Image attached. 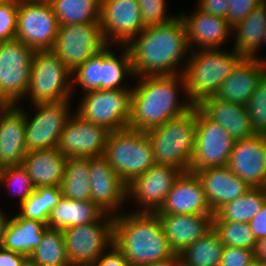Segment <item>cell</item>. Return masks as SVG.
<instances>
[{
	"mask_svg": "<svg viewBox=\"0 0 266 266\" xmlns=\"http://www.w3.org/2000/svg\"><path fill=\"white\" fill-rule=\"evenodd\" d=\"M70 264L92 265L112 244L114 216L103 213L96 221L63 230Z\"/></svg>",
	"mask_w": 266,
	"mask_h": 266,
	"instance_id": "30bf717a",
	"label": "cell"
},
{
	"mask_svg": "<svg viewBox=\"0 0 266 266\" xmlns=\"http://www.w3.org/2000/svg\"><path fill=\"white\" fill-rule=\"evenodd\" d=\"M178 263H179V258H178V255H176L175 257L171 259H165L162 261L149 263L143 266H176Z\"/></svg>",
	"mask_w": 266,
	"mask_h": 266,
	"instance_id": "f5cc1de1",
	"label": "cell"
},
{
	"mask_svg": "<svg viewBox=\"0 0 266 266\" xmlns=\"http://www.w3.org/2000/svg\"><path fill=\"white\" fill-rule=\"evenodd\" d=\"M34 55L19 39L0 42V105H17L23 100Z\"/></svg>",
	"mask_w": 266,
	"mask_h": 266,
	"instance_id": "ba28073f",
	"label": "cell"
},
{
	"mask_svg": "<svg viewBox=\"0 0 266 266\" xmlns=\"http://www.w3.org/2000/svg\"><path fill=\"white\" fill-rule=\"evenodd\" d=\"M254 261V250L224 246L220 266H247Z\"/></svg>",
	"mask_w": 266,
	"mask_h": 266,
	"instance_id": "ee69618b",
	"label": "cell"
},
{
	"mask_svg": "<svg viewBox=\"0 0 266 266\" xmlns=\"http://www.w3.org/2000/svg\"><path fill=\"white\" fill-rule=\"evenodd\" d=\"M62 191L60 186L35 188L29 198L19 204V217L48 224L51 211L58 205Z\"/></svg>",
	"mask_w": 266,
	"mask_h": 266,
	"instance_id": "8d00e7d4",
	"label": "cell"
},
{
	"mask_svg": "<svg viewBox=\"0 0 266 266\" xmlns=\"http://www.w3.org/2000/svg\"><path fill=\"white\" fill-rule=\"evenodd\" d=\"M109 132L105 127L87 121L75 112L60 134L57 149L66 158L100 157L104 154Z\"/></svg>",
	"mask_w": 266,
	"mask_h": 266,
	"instance_id": "e0dca14e",
	"label": "cell"
},
{
	"mask_svg": "<svg viewBox=\"0 0 266 266\" xmlns=\"http://www.w3.org/2000/svg\"><path fill=\"white\" fill-rule=\"evenodd\" d=\"M251 124L257 134H266V74L246 104Z\"/></svg>",
	"mask_w": 266,
	"mask_h": 266,
	"instance_id": "60d3db41",
	"label": "cell"
},
{
	"mask_svg": "<svg viewBox=\"0 0 266 266\" xmlns=\"http://www.w3.org/2000/svg\"><path fill=\"white\" fill-rule=\"evenodd\" d=\"M137 85L132 88L131 115L128 127L146 132L159 127L169 119L176 118L194 105L188 101L180 102L178 93L184 92L183 74L169 76H139ZM179 86V87H178Z\"/></svg>",
	"mask_w": 266,
	"mask_h": 266,
	"instance_id": "7a4b0ae2",
	"label": "cell"
},
{
	"mask_svg": "<svg viewBox=\"0 0 266 266\" xmlns=\"http://www.w3.org/2000/svg\"><path fill=\"white\" fill-rule=\"evenodd\" d=\"M59 23L49 1L18 0L16 39L34 51L51 50Z\"/></svg>",
	"mask_w": 266,
	"mask_h": 266,
	"instance_id": "7c38bea8",
	"label": "cell"
},
{
	"mask_svg": "<svg viewBox=\"0 0 266 266\" xmlns=\"http://www.w3.org/2000/svg\"><path fill=\"white\" fill-rule=\"evenodd\" d=\"M126 47L134 77L183 74L190 55L186 28L178 14L167 23L146 26Z\"/></svg>",
	"mask_w": 266,
	"mask_h": 266,
	"instance_id": "6da1fadb",
	"label": "cell"
},
{
	"mask_svg": "<svg viewBox=\"0 0 266 266\" xmlns=\"http://www.w3.org/2000/svg\"><path fill=\"white\" fill-rule=\"evenodd\" d=\"M66 159L57 148L29 151L22 165L27 170L35 188L60 186Z\"/></svg>",
	"mask_w": 266,
	"mask_h": 266,
	"instance_id": "4316f807",
	"label": "cell"
},
{
	"mask_svg": "<svg viewBox=\"0 0 266 266\" xmlns=\"http://www.w3.org/2000/svg\"><path fill=\"white\" fill-rule=\"evenodd\" d=\"M224 245L213 228L180 254L182 266H220Z\"/></svg>",
	"mask_w": 266,
	"mask_h": 266,
	"instance_id": "1f68e13d",
	"label": "cell"
},
{
	"mask_svg": "<svg viewBox=\"0 0 266 266\" xmlns=\"http://www.w3.org/2000/svg\"><path fill=\"white\" fill-rule=\"evenodd\" d=\"M72 78V72L52 50L35 51L25 96L30 97L31 105L70 100Z\"/></svg>",
	"mask_w": 266,
	"mask_h": 266,
	"instance_id": "52a82bcc",
	"label": "cell"
},
{
	"mask_svg": "<svg viewBox=\"0 0 266 266\" xmlns=\"http://www.w3.org/2000/svg\"><path fill=\"white\" fill-rule=\"evenodd\" d=\"M157 214L214 215L203 185L194 172H182Z\"/></svg>",
	"mask_w": 266,
	"mask_h": 266,
	"instance_id": "ffe728a7",
	"label": "cell"
},
{
	"mask_svg": "<svg viewBox=\"0 0 266 266\" xmlns=\"http://www.w3.org/2000/svg\"><path fill=\"white\" fill-rule=\"evenodd\" d=\"M59 25L100 22L101 0H50Z\"/></svg>",
	"mask_w": 266,
	"mask_h": 266,
	"instance_id": "836d02e7",
	"label": "cell"
},
{
	"mask_svg": "<svg viewBox=\"0 0 266 266\" xmlns=\"http://www.w3.org/2000/svg\"><path fill=\"white\" fill-rule=\"evenodd\" d=\"M114 216L113 243L132 266L176 256L157 213L131 212Z\"/></svg>",
	"mask_w": 266,
	"mask_h": 266,
	"instance_id": "3957f363",
	"label": "cell"
},
{
	"mask_svg": "<svg viewBox=\"0 0 266 266\" xmlns=\"http://www.w3.org/2000/svg\"><path fill=\"white\" fill-rule=\"evenodd\" d=\"M243 57L234 49H204L190 52L183 76L185 91L194 106L215 96L221 83Z\"/></svg>",
	"mask_w": 266,
	"mask_h": 266,
	"instance_id": "277c9868",
	"label": "cell"
},
{
	"mask_svg": "<svg viewBox=\"0 0 266 266\" xmlns=\"http://www.w3.org/2000/svg\"><path fill=\"white\" fill-rule=\"evenodd\" d=\"M235 140L219 123L209 119L196 106L195 146L190 172L227 166Z\"/></svg>",
	"mask_w": 266,
	"mask_h": 266,
	"instance_id": "5bb4252c",
	"label": "cell"
},
{
	"mask_svg": "<svg viewBox=\"0 0 266 266\" xmlns=\"http://www.w3.org/2000/svg\"><path fill=\"white\" fill-rule=\"evenodd\" d=\"M256 240L266 237V200L258 213L249 221Z\"/></svg>",
	"mask_w": 266,
	"mask_h": 266,
	"instance_id": "c3c4849f",
	"label": "cell"
},
{
	"mask_svg": "<svg viewBox=\"0 0 266 266\" xmlns=\"http://www.w3.org/2000/svg\"><path fill=\"white\" fill-rule=\"evenodd\" d=\"M8 215L0 208V248H2L3 237L8 223Z\"/></svg>",
	"mask_w": 266,
	"mask_h": 266,
	"instance_id": "816d5d0a",
	"label": "cell"
},
{
	"mask_svg": "<svg viewBox=\"0 0 266 266\" xmlns=\"http://www.w3.org/2000/svg\"><path fill=\"white\" fill-rule=\"evenodd\" d=\"M69 105L70 100L33 104L37 111L32 116L16 105L25 114L27 152L57 148L60 134L74 113Z\"/></svg>",
	"mask_w": 266,
	"mask_h": 266,
	"instance_id": "4fadbf2b",
	"label": "cell"
},
{
	"mask_svg": "<svg viewBox=\"0 0 266 266\" xmlns=\"http://www.w3.org/2000/svg\"><path fill=\"white\" fill-rule=\"evenodd\" d=\"M158 217L176 255L212 229L213 215L158 214Z\"/></svg>",
	"mask_w": 266,
	"mask_h": 266,
	"instance_id": "d4e9b609",
	"label": "cell"
},
{
	"mask_svg": "<svg viewBox=\"0 0 266 266\" xmlns=\"http://www.w3.org/2000/svg\"><path fill=\"white\" fill-rule=\"evenodd\" d=\"M100 25L108 45L126 46L145 29L138 0H101Z\"/></svg>",
	"mask_w": 266,
	"mask_h": 266,
	"instance_id": "9a60e30c",
	"label": "cell"
},
{
	"mask_svg": "<svg viewBox=\"0 0 266 266\" xmlns=\"http://www.w3.org/2000/svg\"><path fill=\"white\" fill-rule=\"evenodd\" d=\"M263 45H266V27H265V30H264Z\"/></svg>",
	"mask_w": 266,
	"mask_h": 266,
	"instance_id": "11a10c76",
	"label": "cell"
},
{
	"mask_svg": "<svg viewBox=\"0 0 266 266\" xmlns=\"http://www.w3.org/2000/svg\"><path fill=\"white\" fill-rule=\"evenodd\" d=\"M182 172L175 166L154 164L135 177L127 185V199L131 197L139 205L133 212L156 213Z\"/></svg>",
	"mask_w": 266,
	"mask_h": 266,
	"instance_id": "2e32d148",
	"label": "cell"
},
{
	"mask_svg": "<svg viewBox=\"0 0 266 266\" xmlns=\"http://www.w3.org/2000/svg\"><path fill=\"white\" fill-rule=\"evenodd\" d=\"M228 0H198L197 7L206 14L227 19Z\"/></svg>",
	"mask_w": 266,
	"mask_h": 266,
	"instance_id": "7dc6e473",
	"label": "cell"
},
{
	"mask_svg": "<svg viewBox=\"0 0 266 266\" xmlns=\"http://www.w3.org/2000/svg\"><path fill=\"white\" fill-rule=\"evenodd\" d=\"M132 88L99 89L83 93L75 109L83 119L116 131L128 127Z\"/></svg>",
	"mask_w": 266,
	"mask_h": 266,
	"instance_id": "9c48e42d",
	"label": "cell"
},
{
	"mask_svg": "<svg viewBox=\"0 0 266 266\" xmlns=\"http://www.w3.org/2000/svg\"><path fill=\"white\" fill-rule=\"evenodd\" d=\"M101 67L102 52L88 59L72 73V91L74 92L77 85L81 86L84 93L92 90H99Z\"/></svg>",
	"mask_w": 266,
	"mask_h": 266,
	"instance_id": "ab89813d",
	"label": "cell"
},
{
	"mask_svg": "<svg viewBox=\"0 0 266 266\" xmlns=\"http://www.w3.org/2000/svg\"><path fill=\"white\" fill-rule=\"evenodd\" d=\"M265 74L266 60L243 57L221 83L214 97L246 105Z\"/></svg>",
	"mask_w": 266,
	"mask_h": 266,
	"instance_id": "603a6c76",
	"label": "cell"
},
{
	"mask_svg": "<svg viewBox=\"0 0 266 266\" xmlns=\"http://www.w3.org/2000/svg\"><path fill=\"white\" fill-rule=\"evenodd\" d=\"M266 200L264 188L251 187L244 195L223 205L215 215L221 221H249L261 210Z\"/></svg>",
	"mask_w": 266,
	"mask_h": 266,
	"instance_id": "e575fe53",
	"label": "cell"
},
{
	"mask_svg": "<svg viewBox=\"0 0 266 266\" xmlns=\"http://www.w3.org/2000/svg\"><path fill=\"white\" fill-rule=\"evenodd\" d=\"M106 43L100 22L59 25L51 49L73 73L88 59L102 52Z\"/></svg>",
	"mask_w": 266,
	"mask_h": 266,
	"instance_id": "8fae6325",
	"label": "cell"
},
{
	"mask_svg": "<svg viewBox=\"0 0 266 266\" xmlns=\"http://www.w3.org/2000/svg\"><path fill=\"white\" fill-rule=\"evenodd\" d=\"M103 213L92 201H77L62 196L52 209L47 226L64 230L96 221Z\"/></svg>",
	"mask_w": 266,
	"mask_h": 266,
	"instance_id": "f546056e",
	"label": "cell"
},
{
	"mask_svg": "<svg viewBox=\"0 0 266 266\" xmlns=\"http://www.w3.org/2000/svg\"><path fill=\"white\" fill-rule=\"evenodd\" d=\"M18 0L0 2V42L16 38Z\"/></svg>",
	"mask_w": 266,
	"mask_h": 266,
	"instance_id": "b9f144b4",
	"label": "cell"
},
{
	"mask_svg": "<svg viewBox=\"0 0 266 266\" xmlns=\"http://www.w3.org/2000/svg\"><path fill=\"white\" fill-rule=\"evenodd\" d=\"M197 107L212 121L219 123L234 140L254 137L246 105L219 100L212 96L203 99Z\"/></svg>",
	"mask_w": 266,
	"mask_h": 266,
	"instance_id": "484cf974",
	"label": "cell"
},
{
	"mask_svg": "<svg viewBox=\"0 0 266 266\" xmlns=\"http://www.w3.org/2000/svg\"><path fill=\"white\" fill-rule=\"evenodd\" d=\"M89 181V157L67 158L60 185L62 196L77 201H91Z\"/></svg>",
	"mask_w": 266,
	"mask_h": 266,
	"instance_id": "4dcf8cb0",
	"label": "cell"
},
{
	"mask_svg": "<svg viewBox=\"0 0 266 266\" xmlns=\"http://www.w3.org/2000/svg\"><path fill=\"white\" fill-rule=\"evenodd\" d=\"M227 21L232 28L242 22L263 0H228Z\"/></svg>",
	"mask_w": 266,
	"mask_h": 266,
	"instance_id": "f6af8a7d",
	"label": "cell"
},
{
	"mask_svg": "<svg viewBox=\"0 0 266 266\" xmlns=\"http://www.w3.org/2000/svg\"><path fill=\"white\" fill-rule=\"evenodd\" d=\"M91 201L104 213L116 216L127 201V184L103 157L89 158ZM119 207V208H118Z\"/></svg>",
	"mask_w": 266,
	"mask_h": 266,
	"instance_id": "ac0fdd59",
	"label": "cell"
},
{
	"mask_svg": "<svg viewBox=\"0 0 266 266\" xmlns=\"http://www.w3.org/2000/svg\"><path fill=\"white\" fill-rule=\"evenodd\" d=\"M26 154L25 114L16 105H0V169L22 164Z\"/></svg>",
	"mask_w": 266,
	"mask_h": 266,
	"instance_id": "7402d4cb",
	"label": "cell"
},
{
	"mask_svg": "<svg viewBox=\"0 0 266 266\" xmlns=\"http://www.w3.org/2000/svg\"><path fill=\"white\" fill-rule=\"evenodd\" d=\"M68 266H92V265H82V264H69Z\"/></svg>",
	"mask_w": 266,
	"mask_h": 266,
	"instance_id": "9f6ffc18",
	"label": "cell"
},
{
	"mask_svg": "<svg viewBox=\"0 0 266 266\" xmlns=\"http://www.w3.org/2000/svg\"><path fill=\"white\" fill-rule=\"evenodd\" d=\"M145 133L153 148L155 164L175 166L183 172L190 170L195 146L196 106Z\"/></svg>",
	"mask_w": 266,
	"mask_h": 266,
	"instance_id": "5b68a950",
	"label": "cell"
},
{
	"mask_svg": "<svg viewBox=\"0 0 266 266\" xmlns=\"http://www.w3.org/2000/svg\"><path fill=\"white\" fill-rule=\"evenodd\" d=\"M24 266H34L29 261Z\"/></svg>",
	"mask_w": 266,
	"mask_h": 266,
	"instance_id": "6f0895ef",
	"label": "cell"
},
{
	"mask_svg": "<svg viewBox=\"0 0 266 266\" xmlns=\"http://www.w3.org/2000/svg\"><path fill=\"white\" fill-rule=\"evenodd\" d=\"M212 228L224 246L256 250L257 240L249 223L221 221L214 214Z\"/></svg>",
	"mask_w": 266,
	"mask_h": 266,
	"instance_id": "74e56055",
	"label": "cell"
},
{
	"mask_svg": "<svg viewBox=\"0 0 266 266\" xmlns=\"http://www.w3.org/2000/svg\"><path fill=\"white\" fill-rule=\"evenodd\" d=\"M255 260L261 263H266V237L257 241Z\"/></svg>",
	"mask_w": 266,
	"mask_h": 266,
	"instance_id": "f907efd6",
	"label": "cell"
},
{
	"mask_svg": "<svg viewBox=\"0 0 266 266\" xmlns=\"http://www.w3.org/2000/svg\"><path fill=\"white\" fill-rule=\"evenodd\" d=\"M247 266H264V263L258 262L257 260H255L254 262L250 263Z\"/></svg>",
	"mask_w": 266,
	"mask_h": 266,
	"instance_id": "db71d44e",
	"label": "cell"
},
{
	"mask_svg": "<svg viewBox=\"0 0 266 266\" xmlns=\"http://www.w3.org/2000/svg\"><path fill=\"white\" fill-rule=\"evenodd\" d=\"M167 0H138L144 26L164 24L176 15H167Z\"/></svg>",
	"mask_w": 266,
	"mask_h": 266,
	"instance_id": "7bdbcfd3",
	"label": "cell"
},
{
	"mask_svg": "<svg viewBox=\"0 0 266 266\" xmlns=\"http://www.w3.org/2000/svg\"><path fill=\"white\" fill-rule=\"evenodd\" d=\"M0 184L8 187L7 195L13 194L11 196L18 195L20 197L19 204L27 200L35 190L31 178L22 164L1 168Z\"/></svg>",
	"mask_w": 266,
	"mask_h": 266,
	"instance_id": "f35d334b",
	"label": "cell"
},
{
	"mask_svg": "<svg viewBox=\"0 0 266 266\" xmlns=\"http://www.w3.org/2000/svg\"><path fill=\"white\" fill-rule=\"evenodd\" d=\"M103 157L127 185L155 164L146 133L130 127L109 132Z\"/></svg>",
	"mask_w": 266,
	"mask_h": 266,
	"instance_id": "8992f818",
	"label": "cell"
},
{
	"mask_svg": "<svg viewBox=\"0 0 266 266\" xmlns=\"http://www.w3.org/2000/svg\"><path fill=\"white\" fill-rule=\"evenodd\" d=\"M108 45L102 51V67L100 73V89H123L127 77H133L131 57L126 46H122V54L116 55ZM111 49V50H110ZM127 76V77H126ZM124 81V82H123Z\"/></svg>",
	"mask_w": 266,
	"mask_h": 266,
	"instance_id": "d6a6232c",
	"label": "cell"
},
{
	"mask_svg": "<svg viewBox=\"0 0 266 266\" xmlns=\"http://www.w3.org/2000/svg\"><path fill=\"white\" fill-rule=\"evenodd\" d=\"M206 198L215 214L223 205L244 195L251 187L227 166L206 168L198 172Z\"/></svg>",
	"mask_w": 266,
	"mask_h": 266,
	"instance_id": "cb8c5ba5",
	"label": "cell"
},
{
	"mask_svg": "<svg viewBox=\"0 0 266 266\" xmlns=\"http://www.w3.org/2000/svg\"><path fill=\"white\" fill-rule=\"evenodd\" d=\"M28 261L34 266H68L63 230L48 228Z\"/></svg>",
	"mask_w": 266,
	"mask_h": 266,
	"instance_id": "d590c367",
	"label": "cell"
},
{
	"mask_svg": "<svg viewBox=\"0 0 266 266\" xmlns=\"http://www.w3.org/2000/svg\"><path fill=\"white\" fill-rule=\"evenodd\" d=\"M189 14L181 13L179 16L186 28L190 52L204 49H223L221 46L225 45L224 43L232 32L227 19L206 14L197 7L192 14Z\"/></svg>",
	"mask_w": 266,
	"mask_h": 266,
	"instance_id": "44dd1931",
	"label": "cell"
},
{
	"mask_svg": "<svg viewBox=\"0 0 266 266\" xmlns=\"http://www.w3.org/2000/svg\"><path fill=\"white\" fill-rule=\"evenodd\" d=\"M27 262L26 256L0 248V266H24Z\"/></svg>",
	"mask_w": 266,
	"mask_h": 266,
	"instance_id": "681fc988",
	"label": "cell"
},
{
	"mask_svg": "<svg viewBox=\"0 0 266 266\" xmlns=\"http://www.w3.org/2000/svg\"><path fill=\"white\" fill-rule=\"evenodd\" d=\"M227 167L250 187L266 183V134L235 140Z\"/></svg>",
	"mask_w": 266,
	"mask_h": 266,
	"instance_id": "d6986e66",
	"label": "cell"
},
{
	"mask_svg": "<svg viewBox=\"0 0 266 266\" xmlns=\"http://www.w3.org/2000/svg\"><path fill=\"white\" fill-rule=\"evenodd\" d=\"M46 223L38 220H30L15 216H10L2 248L26 256L27 258L42 241L44 232L48 229Z\"/></svg>",
	"mask_w": 266,
	"mask_h": 266,
	"instance_id": "83f0119b",
	"label": "cell"
},
{
	"mask_svg": "<svg viewBox=\"0 0 266 266\" xmlns=\"http://www.w3.org/2000/svg\"><path fill=\"white\" fill-rule=\"evenodd\" d=\"M92 266H132L123 253L113 243L107 251L100 255Z\"/></svg>",
	"mask_w": 266,
	"mask_h": 266,
	"instance_id": "bcb514c9",
	"label": "cell"
},
{
	"mask_svg": "<svg viewBox=\"0 0 266 266\" xmlns=\"http://www.w3.org/2000/svg\"><path fill=\"white\" fill-rule=\"evenodd\" d=\"M266 27V0H263L240 23L232 27L231 35L235 36L234 50L245 58H258V49L263 46ZM235 31V32H234ZM262 44V45H261Z\"/></svg>",
	"mask_w": 266,
	"mask_h": 266,
	"instance_id": "f1b7e54d",
	"label": "cell"
}]
</instances>
